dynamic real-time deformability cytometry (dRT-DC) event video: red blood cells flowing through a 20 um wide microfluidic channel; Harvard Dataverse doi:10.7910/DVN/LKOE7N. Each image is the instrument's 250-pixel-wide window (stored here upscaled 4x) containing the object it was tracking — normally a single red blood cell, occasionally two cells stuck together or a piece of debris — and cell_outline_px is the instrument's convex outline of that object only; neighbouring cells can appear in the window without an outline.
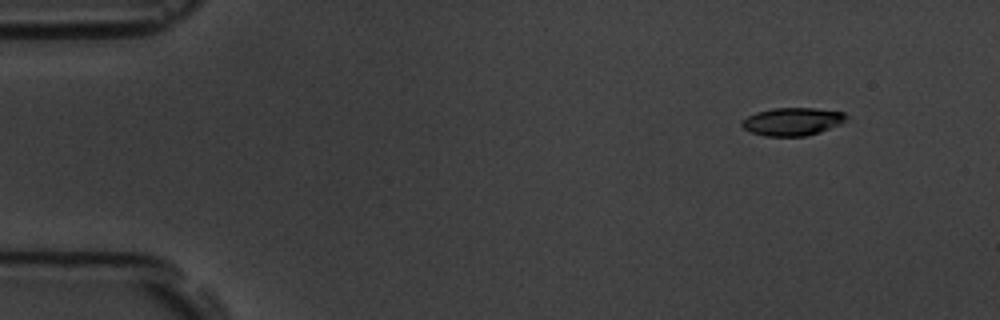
{"species": "common noctule bat (a hibernating species)", "species_latin": "Nyctalus noctula", "temperature_condition": "room temperature", "stored_images_in_passage": 15, "camera_frame_rate_fps": 3000, "um_per_image_px": 0.085, "animal": {"sex": "male", "body_mass_g": 19.5, "forearm_length_mm": 54.6}, "frame": {"image": 1, "passage_image": 2, "time_ms": 1.0, "image_size_px": [1000, 320], "cell_outline_px": [[848, 116], [840, 124], [820, 132], [808, 136], [764, 136], [752, 132], [744, 128], [740, 124], [740, 120], [756, 112], [772, 108], [816, 108], [844, 112]], "centroid_in_image_um": [67.34, 10.33], "position_along_channel_um": 17.7, "area_um2": 17.05}}
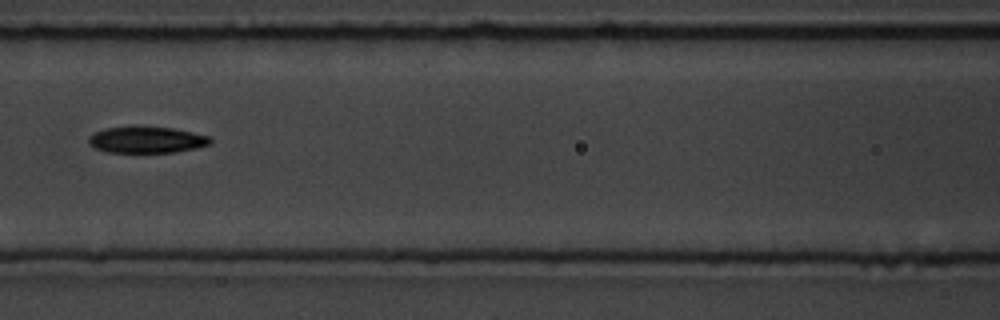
{"frame": {"image": 2, "passage_image": 7, "time_ms": 7.667, "image_size_px": [1000, 320], "cell_outline_px": [[212, 144], [196, 148], [172, 152], [108, 152], [96, 148], [88, 144], [88, 136], [104, 128], [132, 124], [172, 128], [192, 132], [208, 136], [212, 140]], "centroid_in_image_um": [12.43, 11.85], "position_along_channel_um": 154.2, "area_um2": 19.19}}
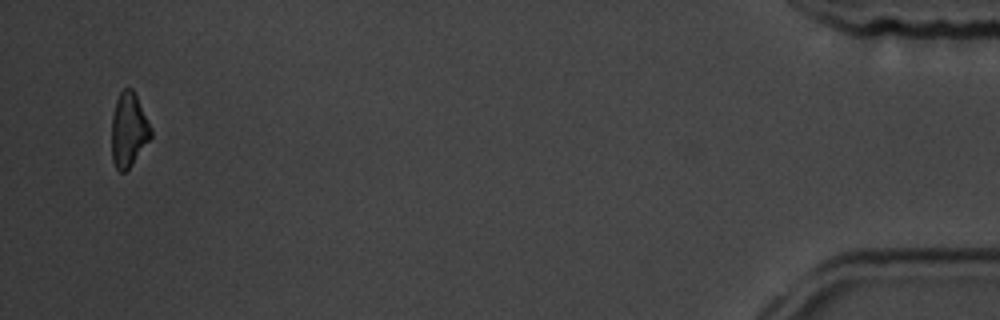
{"frame": {"image": 3, "passage_image": 15, "time_ms": 17.667, "image_size_px": [1000, 320], "cell_outline_px": [[152, 136], [132, 164], [124, 172], [120, 172], [116, 168], [112, 160], [112, 116], [116, 100], [120, 92], [124, 88], [132, 88], [152, 128]], "centroid_in_image_um": [10.93, 11.04], "position_along_channel_um": 424.3, "area_um2": 16.82}, "authors_computed_cell_mechanics": {"area_um2": 18.7272, "velocity_mm_per_s": 3.5634, "shape_relaxation_time_tau1_ms": 1.936, "shape_relaxation_time_tau2_ms": null, "deformation_change_tau1": 0.0945, "deformation_change_tau2": null}}